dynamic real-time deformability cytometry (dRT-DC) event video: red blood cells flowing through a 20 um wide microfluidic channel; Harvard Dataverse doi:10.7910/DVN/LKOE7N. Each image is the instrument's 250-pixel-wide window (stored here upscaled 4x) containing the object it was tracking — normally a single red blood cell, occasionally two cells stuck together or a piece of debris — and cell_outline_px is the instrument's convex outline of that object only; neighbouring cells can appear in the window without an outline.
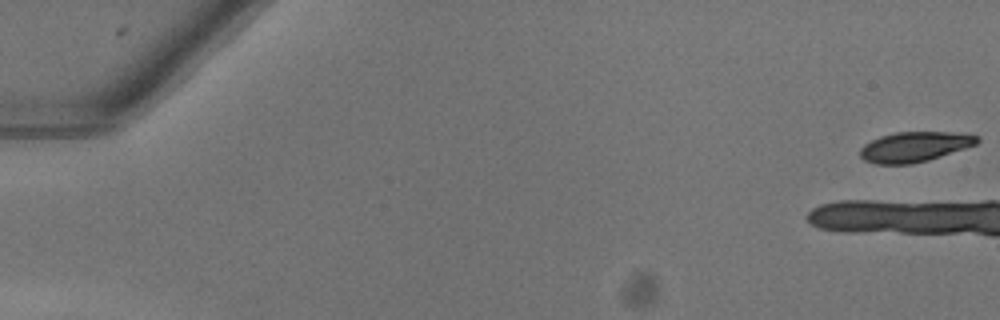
{"species": "common noctule bat (a hibernating species)", "species_latin": "Nyctalus noctula", "temperature_condition": "warm", "stored_images_in_passage": 8, "camera_frame_rate_fps": 3000, "um_per_image_px": 0.085, "animal": {"sex": "female"}, "frame": {"image": 1, "passage_image": 1, "time_ms": 0.0, "image_size_px": [1000, 320], "cell_outline_px": [[980, 140], [976, 144], [928, 160], [912, 164], [876, 164], [864, 160], [860, 156], [860, 148], [864, 144], [880, 136], [896, 132], [952, 132], [980, 136]], "centroid_in_image_um": [77.71, 12.47], "position_along_channel_um": 7.3, "area_um2": 20.4}}